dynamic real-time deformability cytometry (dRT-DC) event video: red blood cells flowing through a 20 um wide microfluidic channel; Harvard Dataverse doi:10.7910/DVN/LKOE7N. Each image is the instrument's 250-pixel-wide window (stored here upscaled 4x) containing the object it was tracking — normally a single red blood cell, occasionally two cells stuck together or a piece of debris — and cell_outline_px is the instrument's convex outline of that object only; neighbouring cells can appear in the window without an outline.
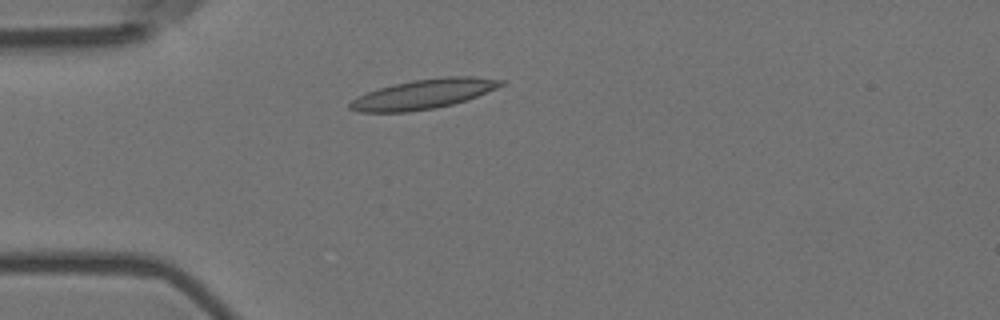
{"species": "Egyptian fruit bat (a non-hibernating species)", "species_latin": "Rousettus aegyptiacus", "temperature_condition": "room temperature", "stored_images_in_passage": 2, "camera_frame_rate_fps": 3000, "um_per_image_px": 0.085, "animal": {"sex": "female"}, "frame": {"image": 1, "passage_image": 2, "time_ms": 0.333, "image_size_px": [1000, 320], "cell_outline_px": [[504, 84], [496, 88], [476, 96], [452, 104], [436, 108], [408, 112], [360, 112], [348, 108], [348, 104], [352, 100], [368, 92], [380, 88], [396, 84], [416, 80], [444, 76], [472, 76], [504, 80]], "centroid_in_image_um": [36.0, 8.0], "position_along_channel_um": 49.0, "area_um2": 25.66}}